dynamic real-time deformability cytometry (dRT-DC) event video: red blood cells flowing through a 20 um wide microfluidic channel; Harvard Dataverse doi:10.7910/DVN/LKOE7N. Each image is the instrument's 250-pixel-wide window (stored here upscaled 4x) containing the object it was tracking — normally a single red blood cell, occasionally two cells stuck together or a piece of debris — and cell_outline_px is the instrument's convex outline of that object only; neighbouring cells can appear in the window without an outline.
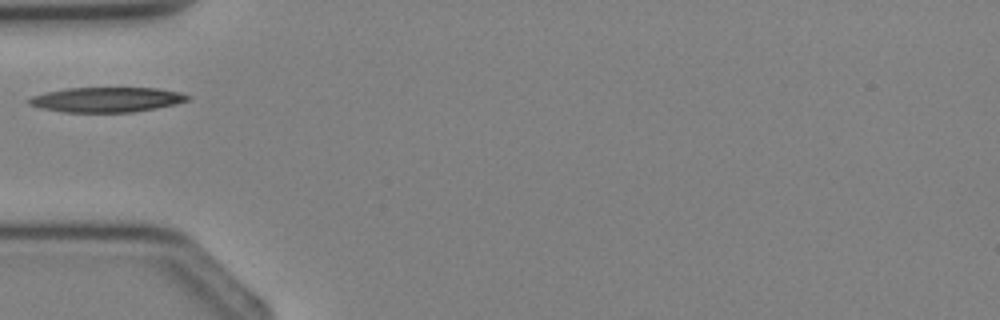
{"species": "Egyptian fruit bat (a non-hibernating species)", "species_latin": "Rousettus aegyptiacus", "temperature_condition": "cold", "stored_images_in_passage": 2, "camera_frame_rate_fps": 3000, "um_per_image_px": 0.085, "animal": {"sex": "female"}, "frame": {"image": 1, "passage_image": 2, "time_ms": 1.333, "image_size_px": [1000, 320], "cell_outline_px": [[192, 100], [176, 104], [156, 108], [132, 112], [64, 112], [40, 108], [28, 104], [24, 100], [32, 96], [44, 92], [64, 88], [160, 88], [180, 92], [192, 96]], "centroid_in_image_um": [9.07, 8.46], "position_along_channel_um": 75.9, "area_um2": 23.41}}